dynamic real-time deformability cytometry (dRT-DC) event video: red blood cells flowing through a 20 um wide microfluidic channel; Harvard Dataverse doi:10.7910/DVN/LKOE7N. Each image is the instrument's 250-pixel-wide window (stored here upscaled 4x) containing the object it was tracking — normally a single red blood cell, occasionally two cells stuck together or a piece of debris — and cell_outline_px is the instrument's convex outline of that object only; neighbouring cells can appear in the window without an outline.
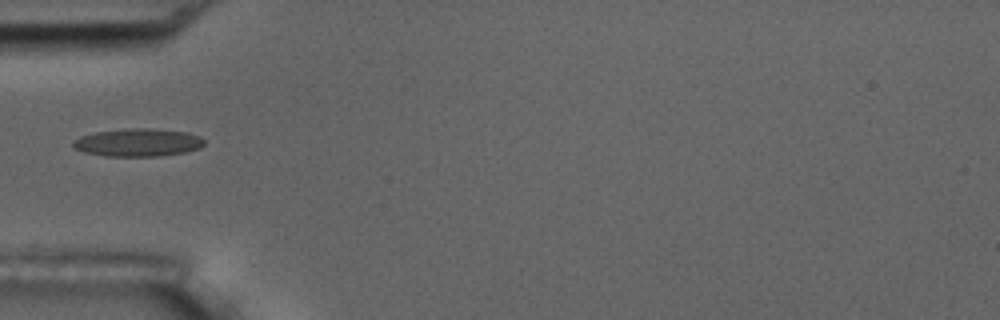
{"species": "common noctule bat (a hibernating species)", "species_latin": "Nyctalus noctula", "temperature_condition": "room temperature", "stored_images_in_passage": 6, "camera_frame_rate_fps": 3000, "um_per_image_px": 0.085, "animal": {"sex": "male", "body_mass_g": 17.5, "forearm_length_mm": 52.3}, "frame": {"image": 1, "passage_image": 1, "time_ms": 0.0, "image_size_px": [1000, 320], "cell_outline_px": [[204, 144], [200, 148], [184, 152], [160, 156], [108, 156], [84, 152], [72, 148], [72, 140], [80, 136], [96, 132], [124, 128], [152, 128], [188, 132], [200, 136], [204, 140]], "centroid_in_image_um": [11.71, 12.1], "position_along_channel_um": 73.3, "area_um2": 21.5}}
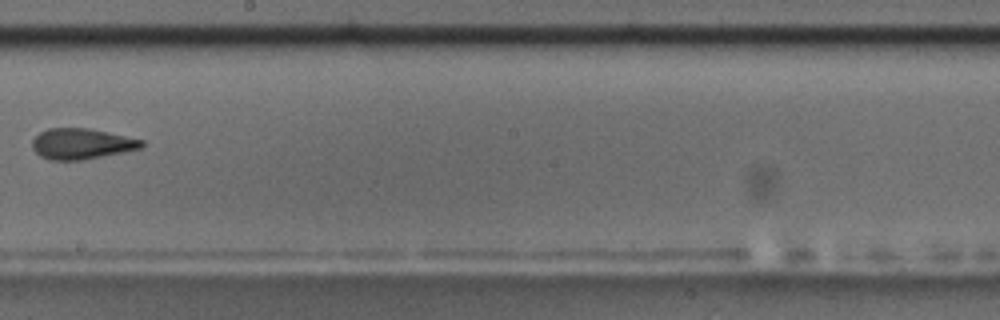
{"frame": {"image": 2, "passage_image": 5, "time_ms": 1.333, "image_size_px": [1000, 320], "cell_outline_px": [[144, 144], [140, 148], [80, 160], [52, 160], [40, 156], [32, 148], [32, 140], [40, 132], [48, 128], [88, 128], [108, 132], [144, 140]], "centroid_in_image_um": [6.9, 12.21], "position_along_channel_um": 241.3, "area_um2": 19.31}}
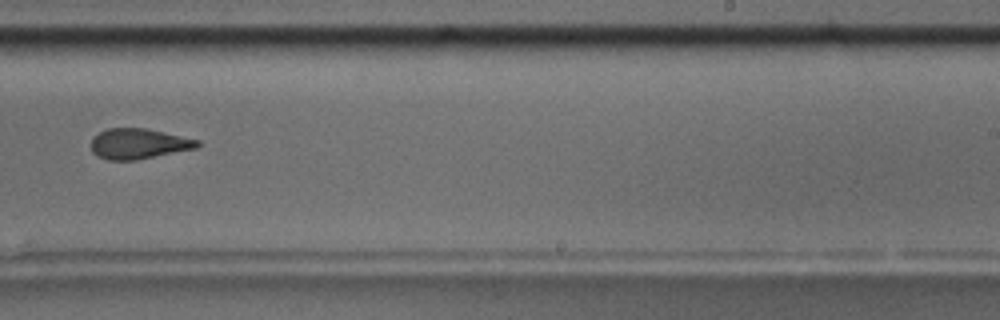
{"frame": {"image": 3, "passage_image": 6, "time_ms": 1.667, "image_size_px": [1000, 320], "cell_outline_px": [[200, 144], [196, 148], [136, 160], [108, 160], [96, 156], [92, 152], [92, 136], [108, 128], [144, 128], [164, 132], [200, 140]], "centroid_in_image_um": [11.76, 12.22], "position_along_channel_um": 277.2, "area_um2": 18.79}}